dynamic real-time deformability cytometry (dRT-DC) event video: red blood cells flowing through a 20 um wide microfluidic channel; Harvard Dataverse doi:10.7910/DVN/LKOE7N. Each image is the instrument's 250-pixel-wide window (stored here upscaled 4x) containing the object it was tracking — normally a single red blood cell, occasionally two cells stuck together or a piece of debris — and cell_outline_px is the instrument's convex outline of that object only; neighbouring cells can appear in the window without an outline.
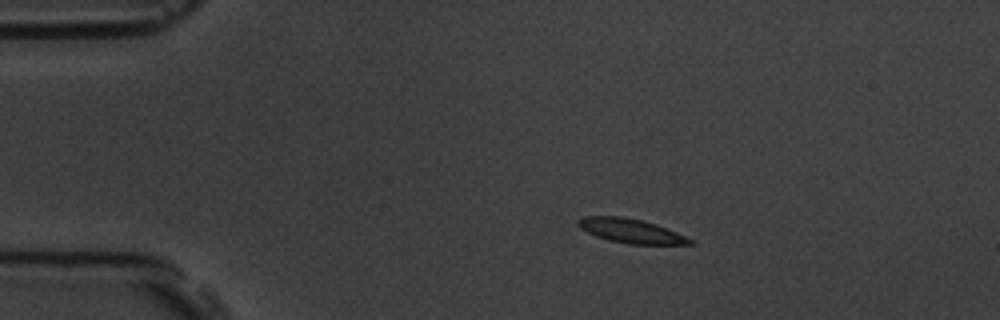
{"species": "common noctule bat (a hibernating species)", "species_latin": "Nyctalus noctula", "temperature_condition": "room temperature", "stored_images_in_passage": 2, "camera_frame_rate_fps": 3000, "um_per_image_px": 0.085, "animal": {"sex": "male", "body_mass_g": 19.5, "forearm_length_mm": 54.6}, "frame": {"image": 1, "passage_image": 1, "time_ms": 0.0, "image_size_px": [1000, 320], "cell_outline_px": [[696, 244], [628, 244], [608, 240], [596, 236], [580, 228], [576, 224], [576, 220], [584, 216], [620, 216], [644, 220], [656, 224], [676, 232], [692, 240]], "centroid_in_image_um": [53.58, 19.61], "position_along_channel_um": 31.4, "area_um2": 15.78}}